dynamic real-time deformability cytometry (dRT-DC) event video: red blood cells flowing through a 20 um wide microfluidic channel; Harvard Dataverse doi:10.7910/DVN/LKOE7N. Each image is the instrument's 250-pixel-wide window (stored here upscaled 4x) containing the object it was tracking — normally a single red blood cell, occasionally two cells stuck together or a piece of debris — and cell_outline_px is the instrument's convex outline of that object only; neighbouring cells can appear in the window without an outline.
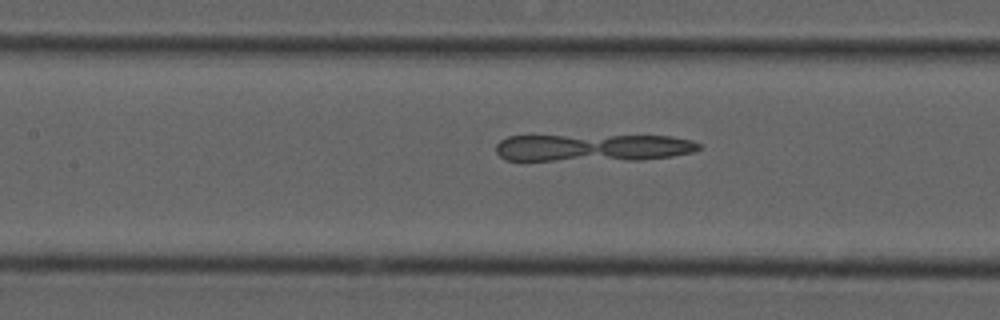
{"species": "common noctule bat (a hibernating species)", "species_latin": "Nyctalus noctula", "temperature_condition": "cold", "stored_images_in_passage": 54, "camera_frame_rate_fps": 3000, "um_per_image_px": 0.085, "animal": {"sex": "male", "forearm_length_mm": 52.5}, "frame": {"image": 1, "passage_image": 24, "time_ms": 7.667, "image_size_px": [1000, 320], "cell_outline_px": [[700, 148], [692, 152], [672, 156], [640, 160], [504, 160], [496, 152], [496, 144], [500, 140], [508, 136], [672, 136], [692, 140], [700, 144]], "centroid_in_image_um": [50.39, 12.55], "position_along_channel_um": 157.0, "area_um2": 32.31}}